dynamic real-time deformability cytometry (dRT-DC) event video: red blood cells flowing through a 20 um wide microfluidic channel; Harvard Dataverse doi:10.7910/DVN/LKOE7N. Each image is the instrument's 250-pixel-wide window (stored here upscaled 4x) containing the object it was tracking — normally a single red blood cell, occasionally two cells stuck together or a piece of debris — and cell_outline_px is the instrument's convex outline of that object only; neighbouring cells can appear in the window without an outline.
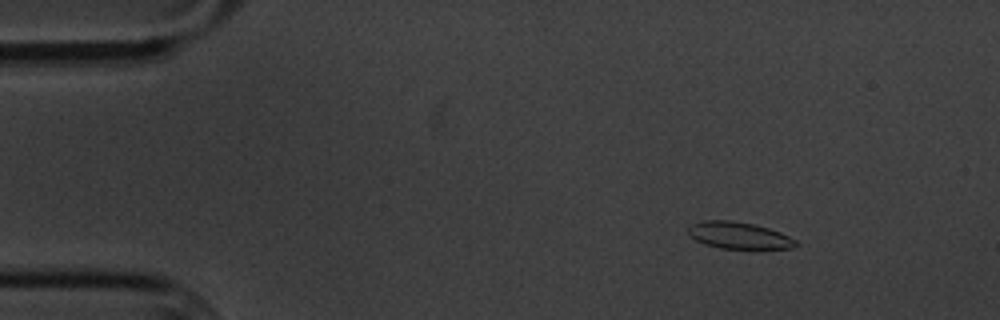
{"species": "common noctule bat (a hibernating species)", "species_latin": "Nyctalus noctula", "temperature_condition": "cold", "stored_images_in_passage": 9, "camera_frame_rate_fps": 3000, "um_per_image_px": 0.085, "animal": {"sex": "male", "body_mass_g": 20.1, "forearm_length_mm": 53.5}, "frame": {"image": 1, "passage_image": 2, "time_ms": 1.0, "image_size_px": [1000, 320], "cell_outline_px": [[800, 244], [792, 248], [720, 248], [704, 244], [688, 236], [688, 224], [704, 220], [728, 220], [752, 224], [768, 228], [780, 232], [796, 240]], "centroid_in_image_um": [62.75, 20.0], "position_along_channel_um": 22.2, "area_um2": 16.76}}
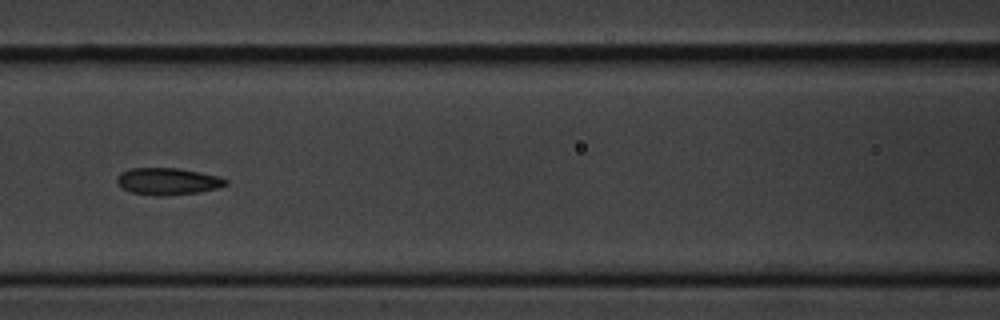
{"frame": {"image": 2, "passage_image": 7, "time_ms": 7.0, "image_size_px": [1000, 320], "cell_outline_px": [[228, 184], [220, 188], [200, 192], [164, 196], [156, 196], [132, 192], [124, 188], [116, 180], [116, 176], [120, 172], [132, 168], [180, 168], [220, 176], [228, 180]], "centroid_in_image_um": [14.31, 15.41], "position_along_channel_um": 152.3, "area_um2": 17.22}}
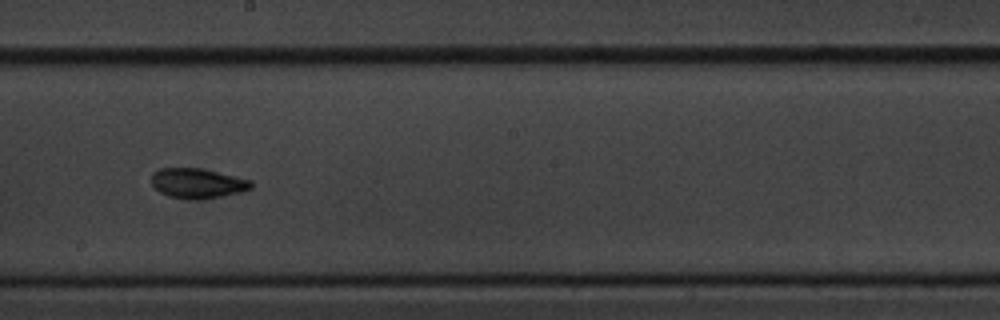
{"frame": {"image": 3, "passage_image": 9, "time_ms": 9.333, "image_size_px": [1000, 320], "cell_outline_px": [[252, 188], [240, 192], [220, 196], [196, 200], [192, 200], [168, 196], [160, 192], [152, 184], [152, 172], [160, 168], [200, 168], [236, 176], [252, 180]], "centroid_in_image_um": [16.78, 15.57], "position_along_channel_um": 231.4, "area_um2": 17.34}}